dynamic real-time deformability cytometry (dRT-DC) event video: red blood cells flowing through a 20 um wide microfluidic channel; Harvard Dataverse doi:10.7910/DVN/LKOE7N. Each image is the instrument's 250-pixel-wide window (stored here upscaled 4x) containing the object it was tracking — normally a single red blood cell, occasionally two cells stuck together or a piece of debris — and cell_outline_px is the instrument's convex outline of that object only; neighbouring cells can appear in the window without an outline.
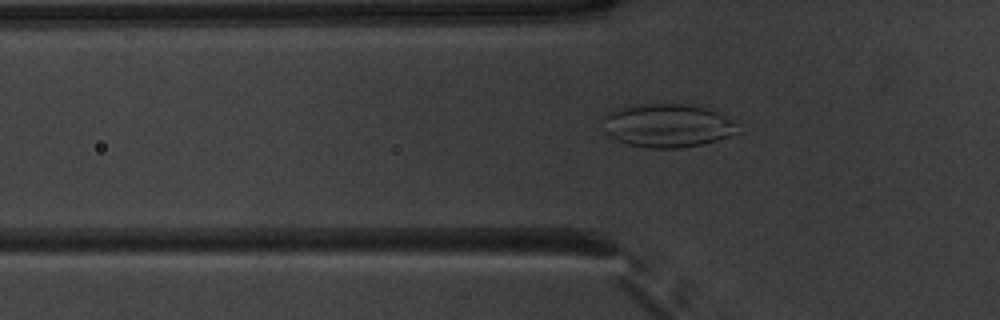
{"species": "common noctule bat (a hibernating species)", "species_latin": "Nyctalus noctula", "temperature_condition": "warm", "stored_images_in_passage": 38, "camera_frame_rate_fps": 3000, "um_per_image_px": 0.085, "animal": {"sex": "male", "body_mass_g": 20.1, "forearm_length_mm": 53.5}, "frame": {"image": 1, "passage_image": 4, "time_ms": 1.0, "image_size_px": [1000, 320], "cell_outline_px": [[736, 132], [728, 136], [704, 144], [680, 148], [652, 148], [628, 144], [616, 140], [608, 132], [600, 120], [608, 112], [616, 108], [640, 104], [684, 104], [716, 108], [732, 124]], "centroid_in_image_um": [56.68, 10.65], "position_along_channel_um": 69.1, "area_um2": 33.93}}
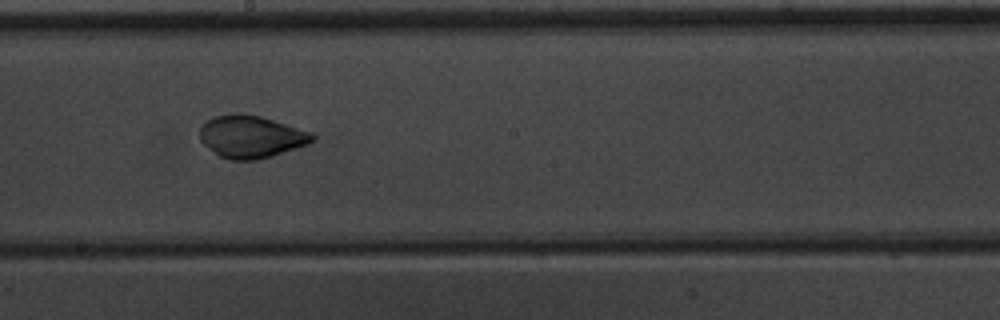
{"frame": {"image": 2, "passage_image": 16, "time_ms": 5.0, "image_size_px": [1000, 320], "cell_outline_px": [[316, 140], [308, 144], [272, 156], [256, 160], [228, 160], [220, 156], [208, 148], [200, 140], [200, 128], [208, 120], [216, 116], [232, 112], [244, 112], [260, 116], [312, 132], [316, 136]], "centroid_in_image_um": [21.35, 11.61], "position_along_channel_um": 226.8, "area_um2": 27.98}}
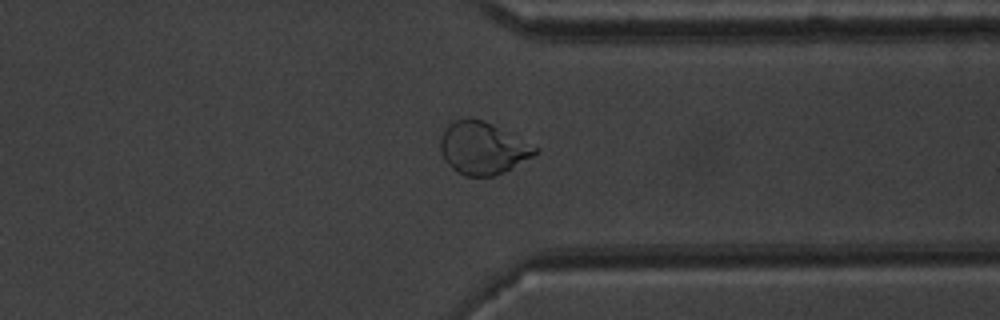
{"frame": {"image": 3, "passage_image": 27, "time_ms": 8.667, "image_size_px": [1000, 320], "cell_outline_px": [[540, 152], [512, 168], [496, 176], [464, 176], [456, 172], [444, 160], [440, 148], [440, 136], [444, 128], [452, 120], [484, 120], [540, 148]], "centroid_in_image_um": [41.02, 12.61], "position_along_channel_um": 370.4, "area_um2": 28.9}}